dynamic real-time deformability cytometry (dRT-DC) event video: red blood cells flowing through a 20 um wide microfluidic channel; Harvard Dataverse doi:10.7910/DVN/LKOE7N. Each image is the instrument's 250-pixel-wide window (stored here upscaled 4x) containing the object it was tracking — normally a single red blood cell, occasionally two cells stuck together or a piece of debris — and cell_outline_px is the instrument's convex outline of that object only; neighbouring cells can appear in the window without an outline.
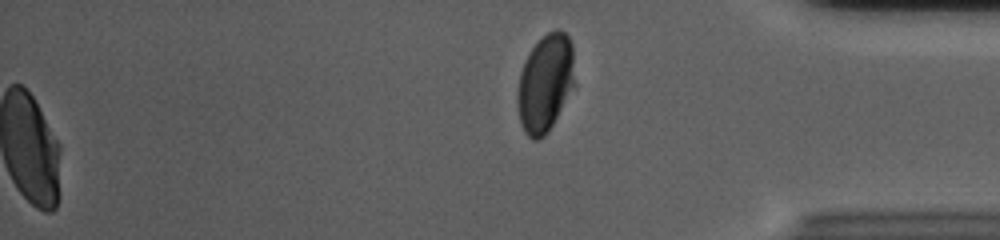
{"species": "human", "species_latin": "Homo sapiens", "temperature_condition": "cold", "stored_images_in_passage": 57, "segment_of_instrument_passage": [2, 2], "camera_frame_rate_fps": 3000, "um_per_image_px": 0.085, "donor": {"sex": "male"}, "frame": {"image": 1, "passage_image": 57, "time_ms": 18.667, "image_size_px": [1000, 240], "cell_outline_px": [[576, 88], [544, 136], [536, 140], [532, 140], [524, 132], [520, 120], [516, 100], [516, 92], [520, 72], [532, 48], [548, 32], [556, 28], [564, 32], [568, 36], [572, 44], [576, 84]], "centroid_in_image_um": [46.38, 7.08], "position_along_channel_um": 388.8, "area_um2": 32.95}}